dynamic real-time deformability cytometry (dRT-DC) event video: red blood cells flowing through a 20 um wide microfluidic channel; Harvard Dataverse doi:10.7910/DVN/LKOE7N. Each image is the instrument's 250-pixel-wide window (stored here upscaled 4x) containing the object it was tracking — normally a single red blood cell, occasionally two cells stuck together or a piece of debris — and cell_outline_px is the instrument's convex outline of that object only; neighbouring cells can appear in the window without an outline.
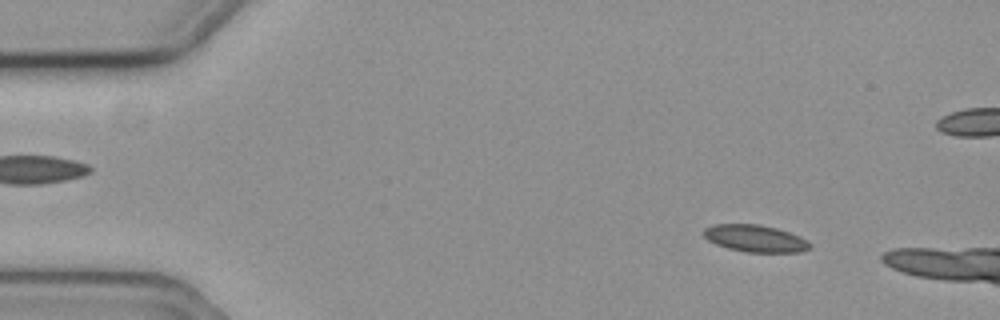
{"species": "common noctule bat (a hibernating species)", "species_latin": "Nyctalus noctula", "temperature_condition": "cold", "stored_images_in_passage": 16, "camera_frame_rate_fps": 3000, "um_per_image_px": 0.085, "animal": {"sex": "female", "body_mass_g": 19.3, "forearm_length_mm": 54.1}, "frame": {"image": 1, "passage_image": 7, "time_ms": 2.0, "image_size_px": [1000, 320], "cell_outline_px": [[812, 248], [800, 252], [748, 252], [728, 248], [716, 244], [708, 240], [704, 236], [704, 228], [712, 224], [760, 224], [776, 228], [800, 236], [808, 240], [812, 244]], "centroid_in_image_um": [64.22, 20.26], "position_along_channel_um": 20.8, "area_um2": 16.82}}